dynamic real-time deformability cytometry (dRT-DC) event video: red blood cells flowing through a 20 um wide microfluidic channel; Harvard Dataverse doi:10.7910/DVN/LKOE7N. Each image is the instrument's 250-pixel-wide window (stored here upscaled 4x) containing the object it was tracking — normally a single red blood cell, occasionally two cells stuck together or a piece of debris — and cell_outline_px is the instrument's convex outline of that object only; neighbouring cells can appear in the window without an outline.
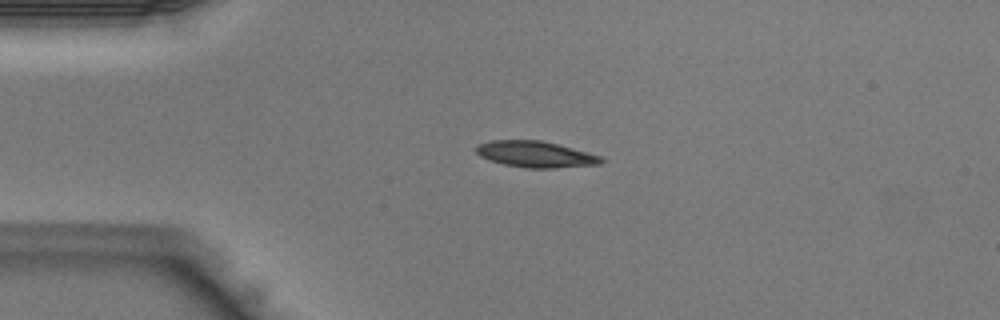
{"species": "Egyptian fruit bat (a non-hibernating species)", "species_latin": "Rousettus aegyptiacus", "temperature_condition": "warm", "stored_images_in_passage": 33, "camera_frame_rate_fps": 3000, "um_per_image_px": 0.085, "animal": {"sex": "male"}, "frame": {"image": 1, "passage_image": 1, "time_ms": 0.0, "image_size_px": [1000, 320], "cell_outline_px": [[604, 160], [600, 164], [552, 168], [524, 168], [504, 164], [488, 160], [480, 156], [476, 152], [476, 144], [492, 140], [540, 140], [588, 152], [600, 156]], "centroid_in_image_um": [45.47, 13.11], "position_along_channel_um": 39.5, "area_um2": 19.02}}
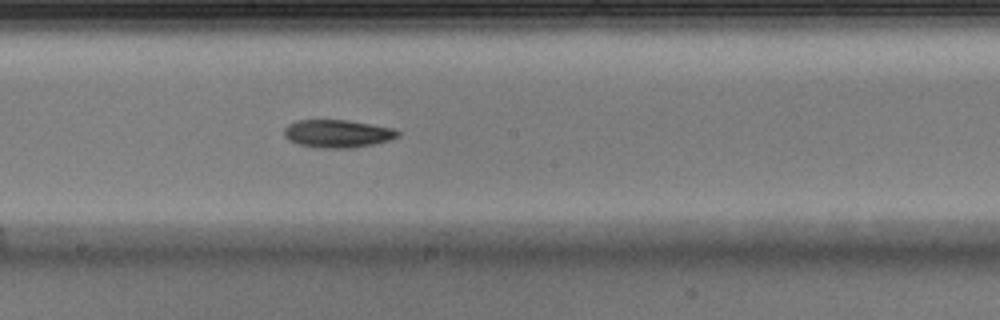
{"frame": {"image": 2, "passage_image": 14, "time_ms": 4.333, "image_size_px": [1000, 320], "cell_outline_px": [[400, 136], [388, 140], [372, 144], [352, 148], [324, 148], [300, 144], [288, 140], [284, 136], [284, 128], [288, 124], [296, 120], [348, 120], [396, 128], [400, 132]], "centroid_in_image_um": [28.71, 11.34], "position_along_channel_um": 219.5, "area_um2": 18.5}}
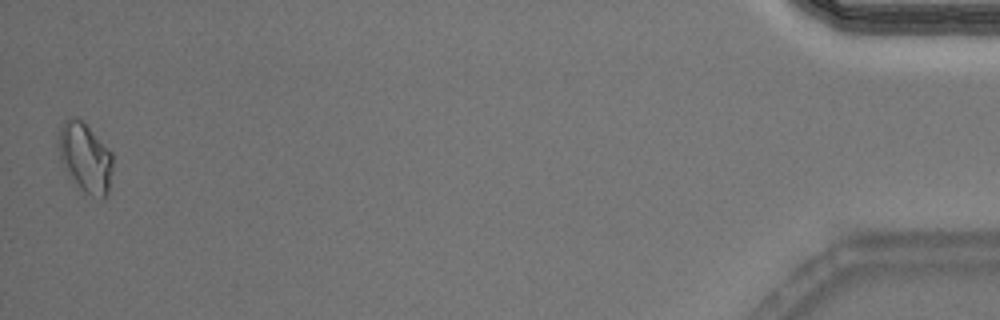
{"frame": {"image": 3, "passage_image": 33, "time_ms": 10.667, "image_size_px": [1000, 320], "cell_outline_px": [[112, 168], [108, 196], [104, 200], [92, 196], [64, 168], [60, 160], [56, 144], [60, 128], [64, 120], [76, 116], [112, 152]], "centroid_in_image_um": [7.24, 13.37], "position_along_channel_um": 428.0, "area_um2": 21.5}}